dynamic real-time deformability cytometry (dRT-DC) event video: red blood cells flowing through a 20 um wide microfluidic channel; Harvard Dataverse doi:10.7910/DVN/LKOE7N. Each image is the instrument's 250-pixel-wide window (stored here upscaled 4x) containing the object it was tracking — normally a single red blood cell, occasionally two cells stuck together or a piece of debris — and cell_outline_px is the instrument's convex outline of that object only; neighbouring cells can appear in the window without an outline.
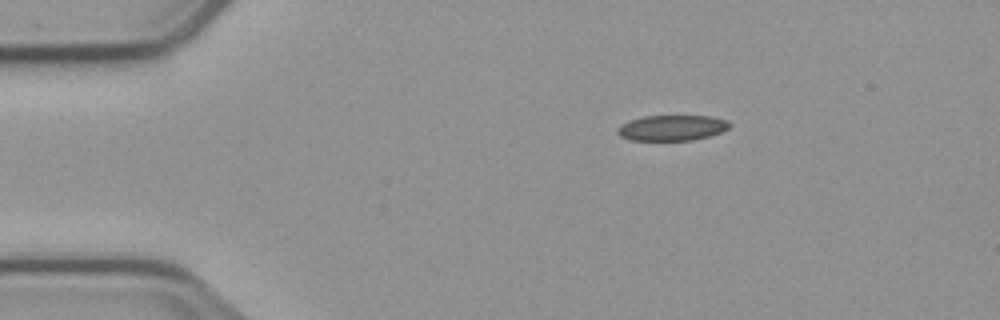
{"species": "common noctule bat (a hibernating species)", "species_latin": "Nyctalus noctula", "temperature_condition": "cold", "stored_images_in_passage": 5, "segment_of_instrument_passage": [2, 2], "camera_frame_rate_fps": 3000, "um_per_image_px": 0.085, "animal": {"sex": "male", "body_mass_g": 23.1, "forearm_length_mm": 52.7}, "frame": {"image": 1, "passage_image": 5, "time_ms": 5.667, "image_size_px": [1000, 320], "cell_outline_px": [[732, 124], [728, 128], [720, 132], [708, 136], [692, 140], [632, 140], [620, 136], [616, 132], [616, 128], [620, 124], [644, 116], [712, 116], [728, 120]], "centroid_in_image_um": [57.12, 10.86], "position_along_channel_um": 27.9, "area_um2": 16.65}}